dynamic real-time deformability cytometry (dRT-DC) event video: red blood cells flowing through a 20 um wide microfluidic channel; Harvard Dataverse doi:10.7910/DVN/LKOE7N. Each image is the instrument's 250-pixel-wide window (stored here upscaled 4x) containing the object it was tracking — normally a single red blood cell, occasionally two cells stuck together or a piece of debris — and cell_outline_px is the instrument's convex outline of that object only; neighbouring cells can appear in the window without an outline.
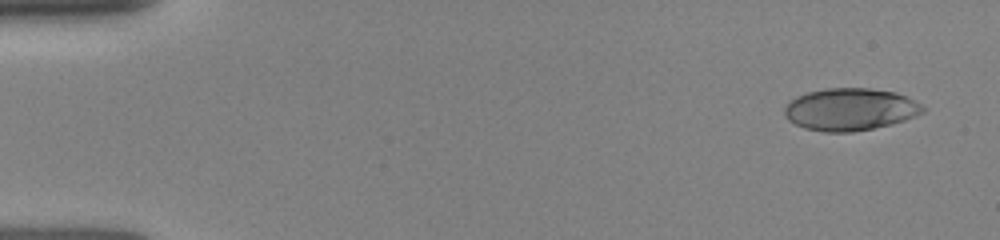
{"species": "human", "species_latin": "Homo sapiens", "temperature_condition": "room temperature", "stored_images_in_passage": 10, "camera_frame_rate_fps": 3000, "um_per_image_px": 0.085, "donor": {"sex": "female"}, "frame": {"image": 1, "passage_image": 2, "time_ms": 0.667, "image_size_px": [1000, 240], "cell_outline_px": [[924, 112], [916, 116], [892, 124], [852, 132], [824, 132], [804, 128], [788, 120], [784, 116], [784, 108], [796, 96], [808, 92], [824, 88], [868, 88], [896, 92], [920, 104], [924, 108]], "centroid_in_image_um": [72.24, 9.3], "position_along_channel_um": 12.8, "area_um2": 33.99}}
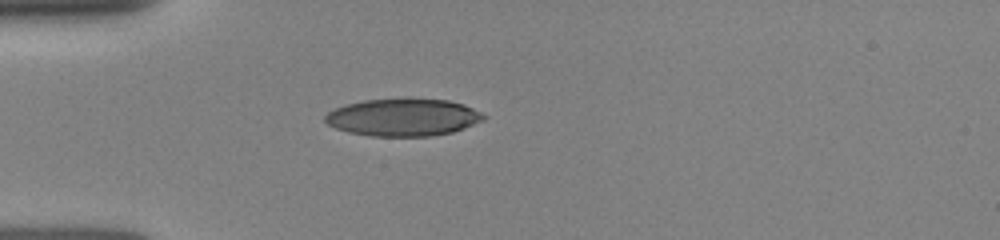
{"frame": {"image": 2, "passage_image": 9, "time_ms": 4.333, "image_size_px": [1000, 240], "cell_outline_px": [[484, 120], [464, 128], [452, 132], [432, 136], [372, 136], [348, 132], [336, 128], [328, 124], [324, 120], [324, 116], [328, 112], [344, 104], [364, 100], [412, 96], [448, 100], [464, 104], [480, 112], [484, 116]], "centroid_in_image_um": [34.26, 9.94], "position_along_channel_um": 50.7, "area_um2": 35.26}}